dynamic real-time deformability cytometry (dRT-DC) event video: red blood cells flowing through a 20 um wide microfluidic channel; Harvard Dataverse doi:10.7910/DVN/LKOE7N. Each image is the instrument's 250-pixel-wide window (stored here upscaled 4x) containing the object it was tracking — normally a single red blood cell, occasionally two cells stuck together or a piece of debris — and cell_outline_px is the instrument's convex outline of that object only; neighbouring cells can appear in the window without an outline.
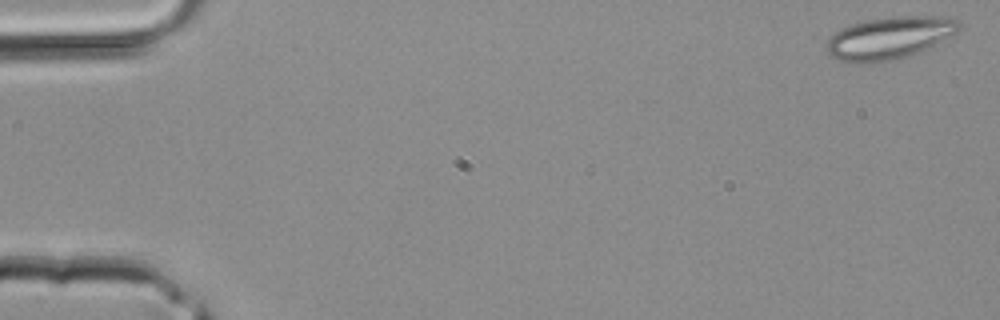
{"species": "common noctule bat (a hibernating species)", "species_latin": "Nyctalus noctula", "temperature_condition": "room temperature", "stored_images_in_passage": 12, "camera_frame_rate_fps": 3000, "um_per_image_px": 0.085, "animal": {"sex": "male", "body_mass_g": 20.4}, "frame": {"image": 1, "passage_image": 1, "time_ms": 0.0, "image_size_px": [1000, 320], "cell_outline_px": [[960, 28], [956, 32], [916, 52], [896, 60], [864, 64], [840, 60], [832, 56], [828, 52], [828, 40], [840, 28], [852, 24], [868, 20], [896, 16], [952, 16], [960, 24]], "centroid_in_image_um": [75.58, 3.21], "position_along_channel_um": 9.4, "area_um2": 32.08}}
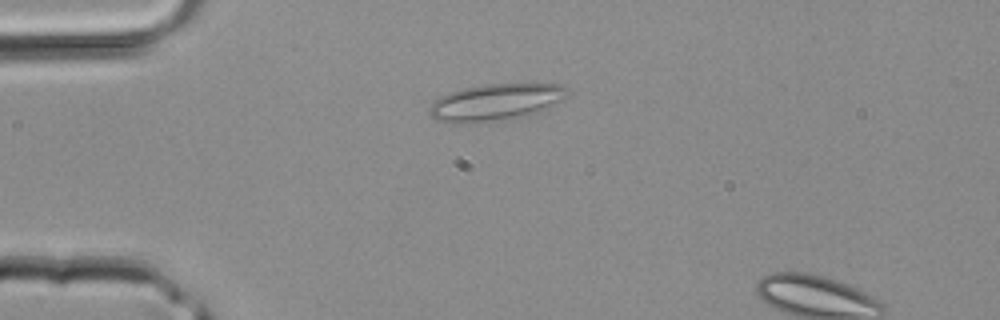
{"frame": {"image": 2, "passage_image": 10, "time_ms": 3.0, "image_size_px": [1000, 320], "cell_outline_px": [[572, 92], [564, 100], [540, 112], [528, 116], [488, 120], [436, 120], [428, 112], [428, 108], [440, 96], [464, 88], [484, 84], [560, 84], [568, 88]], "centroid_in_image_um": [42.28, 8.63], "position_along_channel_um": 42.7, "area_um2": 28.78}}